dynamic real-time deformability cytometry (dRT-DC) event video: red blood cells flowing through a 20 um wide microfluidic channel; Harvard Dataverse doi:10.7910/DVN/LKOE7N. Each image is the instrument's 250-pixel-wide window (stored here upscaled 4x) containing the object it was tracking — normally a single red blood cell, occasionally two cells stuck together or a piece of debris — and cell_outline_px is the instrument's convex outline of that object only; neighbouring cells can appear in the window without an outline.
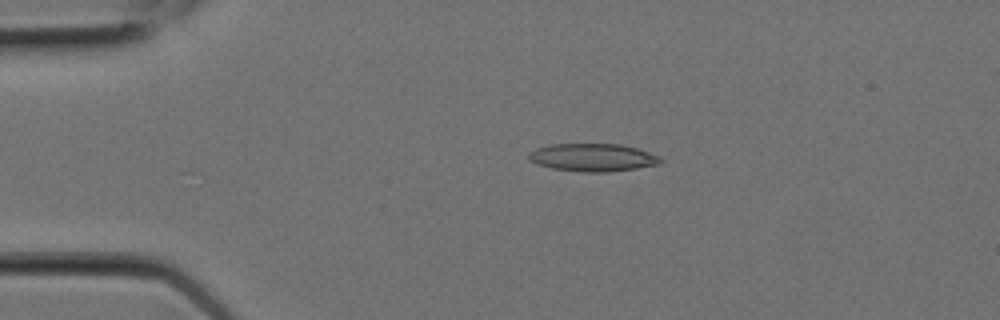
{"species": "Egyptian fruit bat (a non-hibernating species)", "species_latin": "Rousettus aegyptiacus", "temperature_condition": "room temperature", "stored_images_in_passage": 9, "camera_frame_rate_fps": 3000, "um_per_image_px": 0.085, "animal": {"sex": "female"}, "frame": {"image": 1, "passage_image": 4, "time_ms": 1.0, "image_size_px": [1000, 320], "cell_outline_px": [[664, 160], [660, 164], [636, 168], [608, 172], [580, 172], [552, 168], [528, 160], [528, 152], [536, 148], [548, 144], [620, 144], [636, 148], [660, 156]], "centroid_in_image_um": [50.38, 13.38], "position_along_channel_um": 34.6, "area_um2": 21.44}}
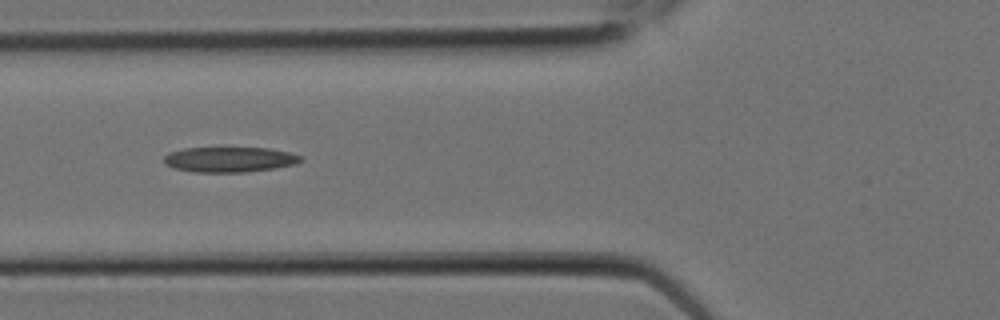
{"frame": {"image": 2, "passage_image": 7, "time_ms": 2.0, "image_size_px": [1000, 320], "cell_outline_px": [[300, 160], [292, 164], [276, 168], [244, 172], [196, 172], [176, 168], [164, 164], [164, 156], [168, 152], [184, 148], [268, 148], [288, 152], [300, 156]], "centroid_in_image_um": [19.44, 13.55], "position_along_channel_um": 106.4, "area_um2": 19.83}}
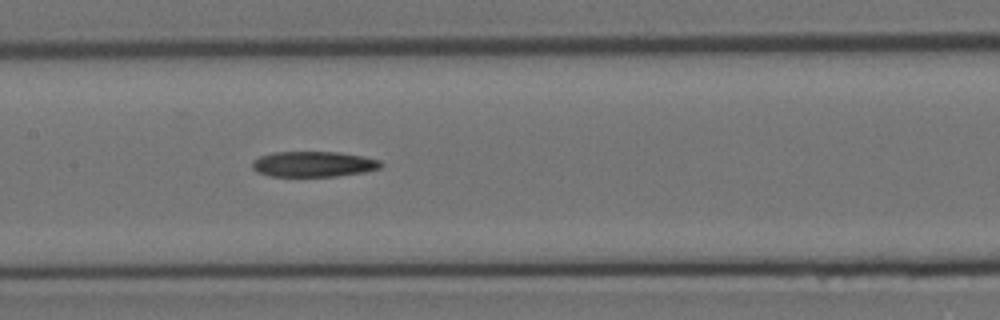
{"frame": {"image": 3, "passage_image": 9, "time_ms": 2.667, "image_size_px": [1000, 320], "cell_outline_px": [[384, 164], [380, 168], [364, 172], [336, 176], [272, 176], [256, 172], [252, 168], [252, 160], [260, 156], [272, 152], [340, 152], [364, 156], [380, 160]], "centroid_in_image_um": [26.65, 13.94], "position_along_channel_um": 180.7, "area_um2": 19.25}}